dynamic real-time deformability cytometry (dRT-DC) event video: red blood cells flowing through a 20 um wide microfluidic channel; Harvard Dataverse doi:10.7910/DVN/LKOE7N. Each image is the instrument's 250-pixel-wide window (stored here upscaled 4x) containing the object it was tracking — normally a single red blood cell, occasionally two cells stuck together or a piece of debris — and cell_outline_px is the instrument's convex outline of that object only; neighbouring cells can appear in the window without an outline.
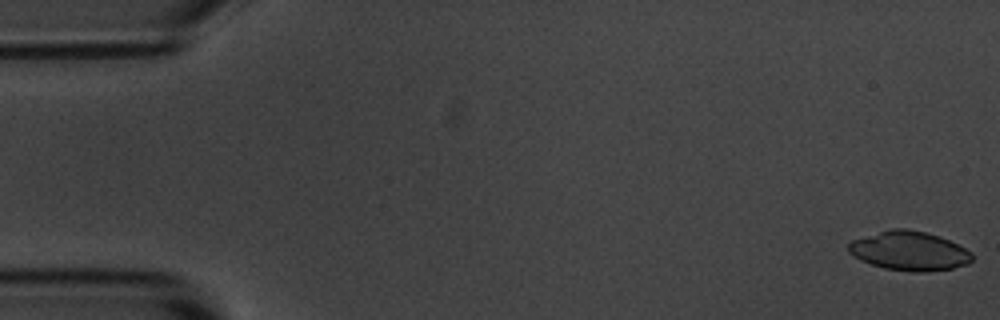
{"species": "common noctule bat (a hibernating species)", "species_latin": "Nyctalus noctula", "temperature_condition": "room temperature", "stored_images_in_passage": 5, "camera_frame_rate_fps": 3000, "um_per_image_px": 0.085, "animal": {"sex": "male", "body_mass_g": 20.1, "forearm_length_mm": 53.5}, "frame": {"image": 1, "passage_image": 1, "time_ms": 0.0, "image_size_px": [1000, 320], "cell_outline_px": [[972, 260], [968, 264], [952, 268], [924, 272], [912, 272], [884, 268], [860, 260], [848, 252], [848, 244], [852, 240], [892, 228], [908, 228], [924, 232], [948, 240], [972, 252]], "centroid_in_image_um": [77.28, 21.33], "position_along_channel_um": 7.7, "area_um2": 27.98}}